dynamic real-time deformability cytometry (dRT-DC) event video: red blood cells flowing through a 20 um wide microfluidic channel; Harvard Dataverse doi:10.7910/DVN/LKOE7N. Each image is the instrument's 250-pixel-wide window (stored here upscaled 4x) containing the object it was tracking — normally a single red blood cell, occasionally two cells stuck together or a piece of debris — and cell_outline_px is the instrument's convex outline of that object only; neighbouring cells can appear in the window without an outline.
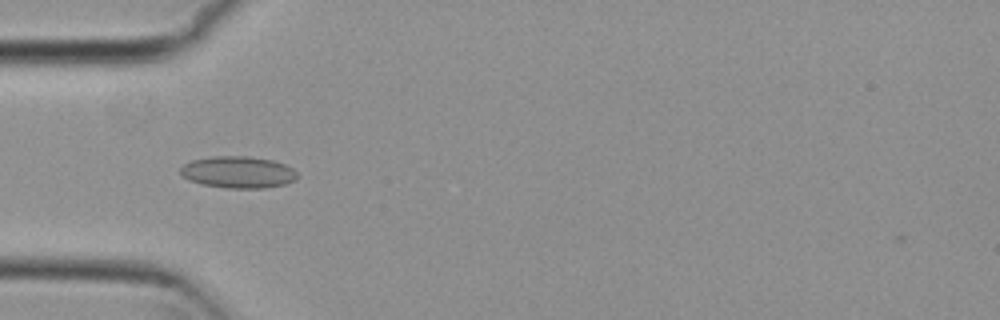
{"species": "common noctule bat (a hibernating species)", "species_latin": "Nyctalus noctula", "temperature_condition": "cold", "stored_images_in_passage": 4, "camera_frame_rate_fps": 3000, "um_per_image_px": 0.085, "animal": {"sex": "female", "body_mass_g": 29.2, "forearm_length_mm": 56.3}, "frame": {"image": 1, "passage_image": 3, "time_ms": 0.667, "image_size_px": [1000, 320], "cell_outline_px": [[296, 180], [284, 184], [264, 188], [228, 188], [200, 184], [188, 180], [180, 176], [180, 168], [184, 164], [192, 160], [212, 156], [248, 156], [272, 160], [284, 164], [292, 168], [296, 172]], "centroid_in_image_um": [20.19, 14.63], "position_along_channel_um": 64.8, "area_um2": 21.73}}
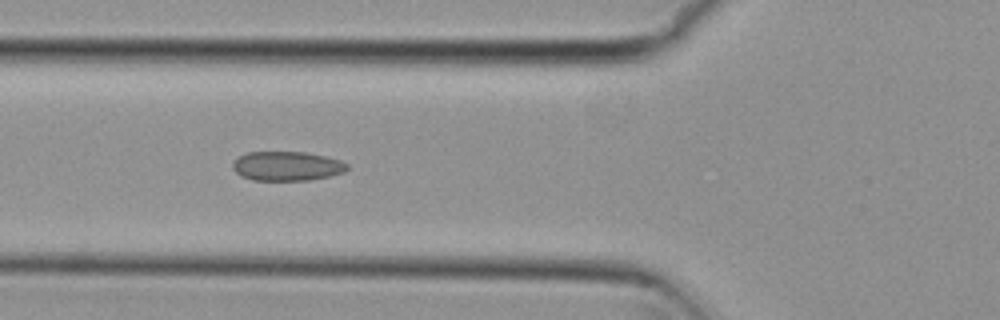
{"frame": {"image": 2, "passage_image": 4, "time_ms": 1.0, "image_size_px": [1000, 320], "cell_outline_px": [[348, 168], [344, 172], [328, 176], [308, 180], [252, 180], [240, 176], [232, 168], [232, 164], [240, 156], [248, 152], [304, 152], [324, 156], [340, 160], [348, 164]], "centroid_in_image_um": [24.38, 14.12], "position_along_channel_um": 101.4, "area_um2": 19.42}}